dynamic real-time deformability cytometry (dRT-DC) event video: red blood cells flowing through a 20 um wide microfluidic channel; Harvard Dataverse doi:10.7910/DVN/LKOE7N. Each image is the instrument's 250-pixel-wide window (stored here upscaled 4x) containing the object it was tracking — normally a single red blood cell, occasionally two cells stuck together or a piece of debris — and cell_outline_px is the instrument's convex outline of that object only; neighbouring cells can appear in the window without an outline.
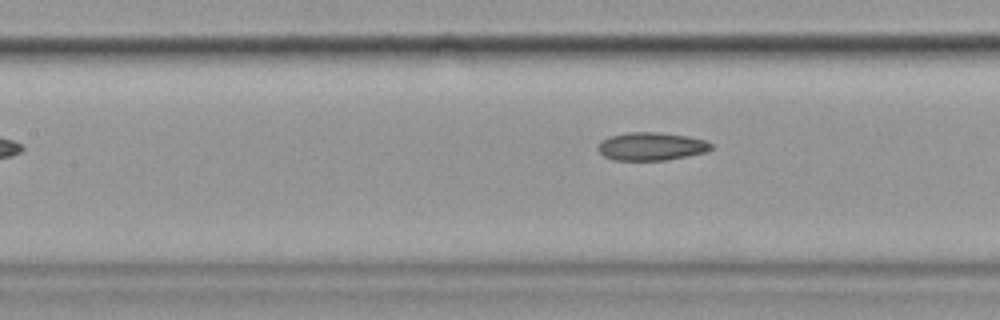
{"species": "common noctule bat (a hibernating species)", "species_latin": "Nyctalus noctula", "temperature_condition": "cold", "stored_images_in_passage": 5, "camera_frame_rate_fps": 3000, "um_per_image_px": 0.085, "animal": {"sex": "female", "body_mass_g": 19.9}, "frame": {"image": 1, "passage_image": 5, "time_ms": 5.667, "image_size_px": [1000, 320], "cell_outline_px": [[712, 148], [708, 152], [688, 156], [664, 160], [612, 160], [604, 156], [596, 148], [596, 144], [600, 140], [608, 136], [628, 132], [660, 132], [688, 136], [704, 140], [712, 144]], "centroid_in_image_um": [55.32, 12.43], "position_along_channel_um": 152.1, "area_um2": 18.79}}